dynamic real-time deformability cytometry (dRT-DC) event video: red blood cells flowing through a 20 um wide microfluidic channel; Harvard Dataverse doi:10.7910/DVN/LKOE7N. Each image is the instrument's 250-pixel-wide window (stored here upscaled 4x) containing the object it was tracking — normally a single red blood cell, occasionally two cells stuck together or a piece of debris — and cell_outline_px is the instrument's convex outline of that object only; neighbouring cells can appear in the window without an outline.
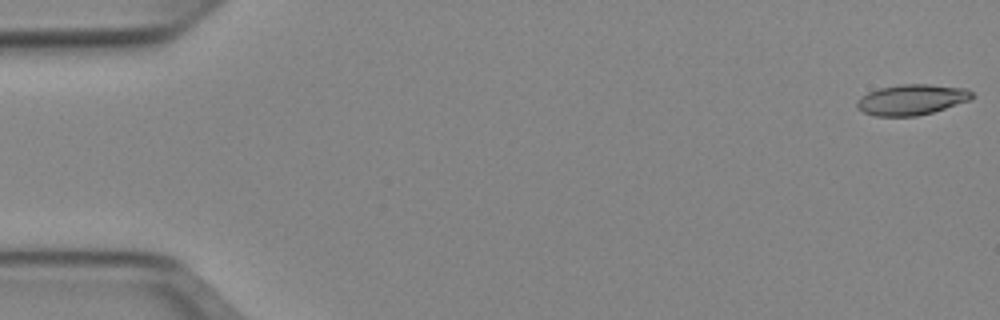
{"species": "Egyptian fruit bat (a non-hibernating species)", "species_latin": "Rousettus aegyptiacus", "temperature_condition": "cold", "stored_images_in_passage": 51, "camera_frame_rate_fps": 3000, "um_per_image_px": 0.085, "animal": {"sex": "female"}, "frame": {"image": 1, "passage_image": 1, "time_ms": 0.0, "image_size_px": [1000, 320], "cell_outline_px": [[976, 96], [972, 100], [932, 112], [916, 116], [876, 116], [864, 112], [856, 108], [856, 100], [860, 96], [868, 92], [880, 88], [904, 84], [928, 84], [968, 88]], "centroid_in_image_um": [77.52, 8.47], "position_along_channel_um": 7.5, "area_um2": 20.69}}
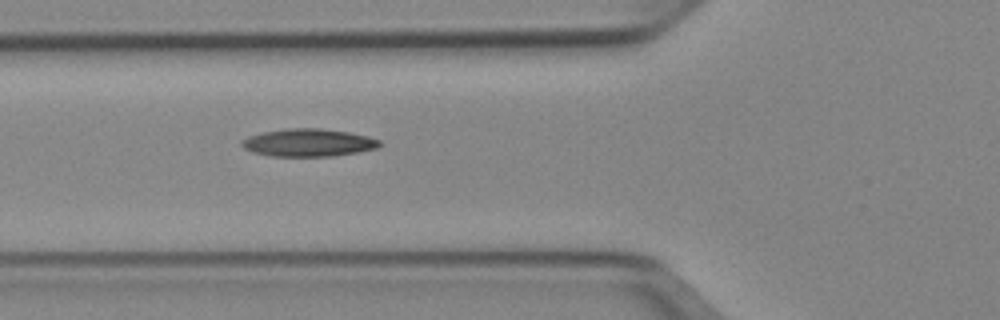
{"frame": {"image": 2, "passage_image": 19, "time_ms": 6.0, "image_size_px": [1000, 320], "cell_outline_px": [[380, 144], [376, 148], [360, 152], [332, 156], [272, 156], [252, 152], [244, 148], [240, 144], [240, 140], [248, 136], [264, 132], [288, 128], [320, 128], [348, 132], [368, 136], [380, 140]], "centroid_in_image_um": [26.19, 12.12], "position_along_channel_um": 99.6, "area_um2": 22.25}}
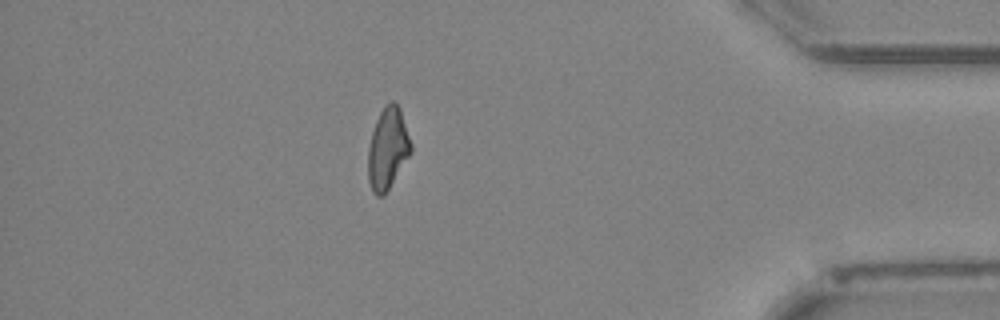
{"frame": {"image": 3, "passage_image": 45, "time_ms": 14.667, "image_size_px": [1000, 320], "cell_outline_px": [[412, 152], [384, 196], [376, 196], [372, 192], [368, 180], [368, 148], [372, 132], [376, 120], [384, 104], [392, 100], [400, 108], [412, 144]], "centroid_in_image_um": [32.96, 12.64], "position_along_channel_um": 402.2, "area_um2": 20.52}, "authors_computed_cell_mechanics": {"area_um2": 20.808, "velocity_mm_per_s": 3.9626, "shape_relaxation_time_tau1_ms": null, "shape_relaxation_time_tau2_ms": 6.6757, "deformation_change_tau1": null, "deformation_change_tau2": 0.1646}}